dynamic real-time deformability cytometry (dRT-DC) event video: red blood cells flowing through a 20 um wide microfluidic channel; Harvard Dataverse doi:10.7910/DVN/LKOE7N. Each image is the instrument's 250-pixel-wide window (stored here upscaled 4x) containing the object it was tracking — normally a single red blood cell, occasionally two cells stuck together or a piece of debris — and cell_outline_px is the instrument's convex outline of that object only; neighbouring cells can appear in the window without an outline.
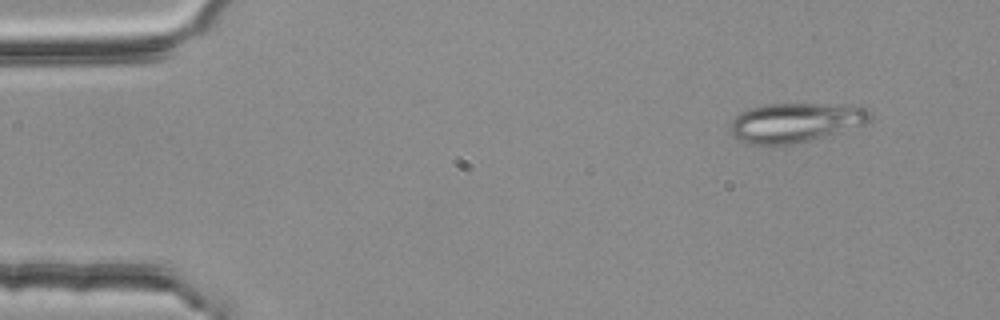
{"species": "common noctule bat (a hibernating species)", "species_latin": "Nyctalus noctula", "temperature_condition": "room temperature", "stored_images_in_passage": 3, "camera_frame_rate_fps": 3000, "um_per_image_px": 0.085, "animal": {"sex": "female", "body_mass_g": 25.1}, "frame": {"image": 1, "passage_image": 1, "time_ms": 0.0, "image_size_px": [1000, 320], "cell_outline_px": [[872, 116], [864, 124], [824, 136], [792, 144], [752, 144], [732, 136], [728, 128], [732, 120], [740, 112], [748, 108], [768, 104], [816, 104], [864, 108]], "centroid_in_image_um": [67.5, 10.42], "position_along_channel_um": 17.5, "area_um2": 31.27}}